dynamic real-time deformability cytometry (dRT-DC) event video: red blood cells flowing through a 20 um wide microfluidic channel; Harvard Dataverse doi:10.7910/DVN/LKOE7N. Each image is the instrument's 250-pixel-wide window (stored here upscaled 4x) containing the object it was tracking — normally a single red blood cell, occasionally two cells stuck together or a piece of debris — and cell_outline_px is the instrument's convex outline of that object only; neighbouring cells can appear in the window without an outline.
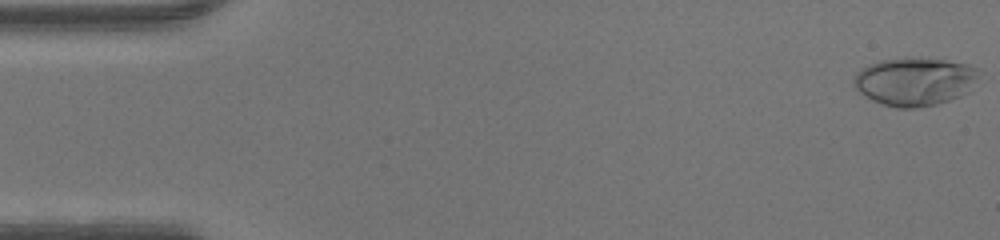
{"species": "human", "species_latin": "Homo sapiens", "temperature_condition": "warm", "stored_images_in_passage": 48, "camera_frame_rate_fps": 3000, "um_per_image_px": 0.085, "donor": {"sex": "male"}, "frame": {"image": 1, "passage_image": 1, "time_ms": 0.0, "image_size_px": [1000, 240], "cell_outline_px": [[980, 68], [968, 92], [960, 96], [936, 104], [916, 108], [896, 108], [872, 100], [860, 92], [852, 84], [852, 80], [856, 72], [860, 68], [880, 60], [904, 56], [920, 56], [968, 64]], "centroid_in_image_um": [77.71, 6.89], "position_along_channel_um": 7.3, "area_um2": 35.55}}
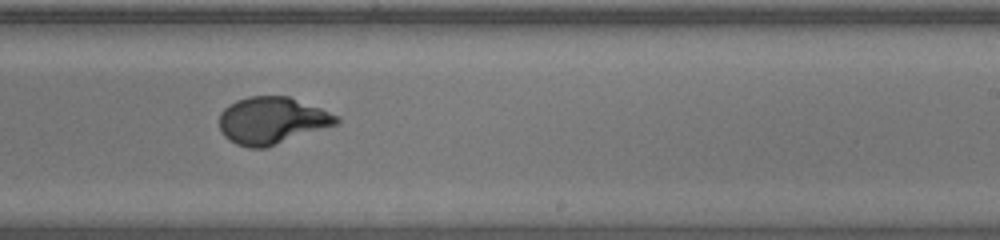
{"frame": {"image": 2, "passage_image": 29, "time_ms": 9.333, "image_size_px": [1000, 240], "cell_outline_px": [[340, 124], [264, 148], [248, 148], [236, 144], [228, 140], [224, 136], [220, 128], [220, 112], [224, 108], [236, 100], [248, 96], [288, 96], [320, 108], [340, 116]], "centroid_in_image_um": [23.13, 10.25], "position_along_channel_um": 265.9, "area_um2": 32.25}}
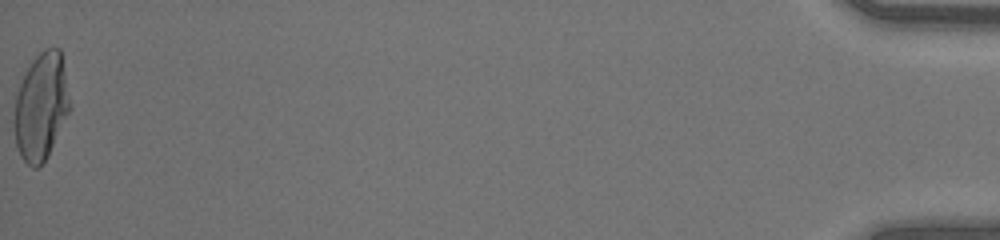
{"frame": {"image": 3, "passage_image": 48, "time_ms": 15.667, "image_size_px": [1000, 240], "cell_outline_px": [[72, 108], [48, 156], [36, 168], [32, 168], [20, 156], [16, 148], [12, 124], [12, 120], [16, 96], [20, 84], [32, 60], [44, 48], [60, 48]], "centroid_in_image_um": [3.49, 9.09], "position_along_channel_um": 431.7, "area_um2": 35.2}}